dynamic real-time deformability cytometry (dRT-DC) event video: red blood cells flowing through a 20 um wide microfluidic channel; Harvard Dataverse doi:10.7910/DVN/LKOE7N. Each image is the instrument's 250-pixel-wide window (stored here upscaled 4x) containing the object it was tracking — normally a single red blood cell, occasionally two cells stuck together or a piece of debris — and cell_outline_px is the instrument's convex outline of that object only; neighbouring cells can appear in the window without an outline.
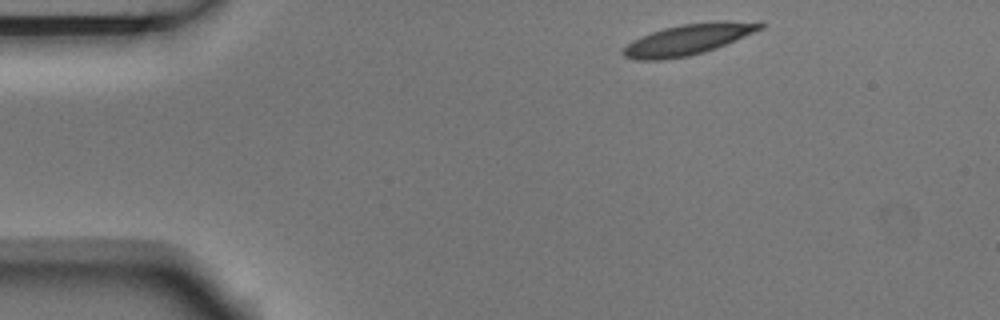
{"species": "Egyptian fruit bat (a non-hibernating species)", "species_latin": "Rousettus aegyptiacus", "temperature_condition": "room temperature", "stored_images_in_passage": 3, "camera_frame_rate_fps": 3000, "um_per_image_px": 0.085, "animal": {"sex": "male"}, "frame": {"image": 1, "passage_image": 1, "time_ms": 0.0, "image_size_px": [1000, 320], "cell_outline_px": [[764, 28], [716, 48], [704, 52], [688, 56], [660, 60], [636, 60], [624, 56], [624, 48], [632, 40], [640, 36], [664, 28], [684, 24], [716, 20], [760, 20], [764, 24]], "centroid_in_image_um": [58.58, 3.32], "position_along_channel_um": 26.4, "area_um2": 24.8}}